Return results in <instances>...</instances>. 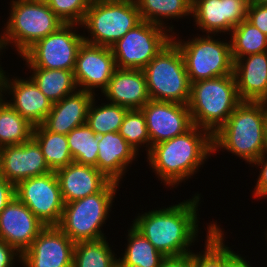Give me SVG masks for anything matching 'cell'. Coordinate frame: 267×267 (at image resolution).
<instances>
[{
	"instance_id": "40",
	"label": "cell",
	"mask_w": 267,
	"mask_h": 267,
	"mask_svg": "<svg viewBox=\"0 0 267 267\" xmlns=\"http://www.w3.org/2000/svg\"><path fill=\"white\" fill-rule=\"evenodd\" d=\"M223 267H252L240 254L235 253L223 242Z\"/></svg>"
},
{
	"instance_id": "4",
	"label": "cell",
	"mask_w": 267,
	"mask_h": 267,
	"mask_svg": "<svg viewBox=\"0 0 267 267\" xmlns=\"http://www.w3.org/2000/svg\"><path fill=\"white\" fill-rule=\"evenodd\" d=\"M242 102L234 74L191 83L188 108L193 125L212 135Z\"/></svg>"
},
{
	"instance_id": "13",
	"label": "cell",
	"mask_w": 267,
	"mask_h": 267,
	"mask_svg": "<svg viewBox=\"0 0 267 267\" xmlns=\"http://www.w3.org/2000/svg\"><path fill=\"white\" fill-rule=\"evenodd\" d=\"M146 120L151 146L170 140L194 125L187 104L150 99L140 109Z\"/></svg>"
},
{
	"instance_id": "43",
	"label": "cell",
	"mask_w": 267,
	"mask_h": 267,
	"mask_svg": "<svg viewBox=\"0 0 267 267\" xmlns=\"http://www.w3.org/2000/svg\"><path fill=\"white\" fill-rule=\"evenodd\" d=\"M3 43L0 40V51L2 52L3 49ZM3 75H4V71L2 70V68L0 67V91H1V86H2V79H3Z\"/></svg>"
},
{
	"instance_id": "44",
	"label": "cell",
	"mask_w": 267,
	"mask_h": 267,
	"mask_svg": "<svg viewBox=\"0 0 267 267\" xmlns=\"http://www.w3.org/2000/svg\"><path fill=\"white\" fill-rule=\"evenodd\" d=\"M265 140H266V151H267V116H266V124H265Z\"/></svg>"
},
{
	"instance_id": "21",
	"label": "cell",
	"mask_w": 267,
	"mask_h": 267,
	"mask_svg": "<svg viewBox=\"0 0 267 267\" xmlns=\"http://www.w3.org/2000/svg\"><path fill=\"white\" fill-rule=\"evenodd\" d=\"M96 94L79 90L53 103L43 126L50 132L67 135L74 128L86 124L89 106Z\"/></svg>"
},
{
	"instance_id": "6",
	"label": "cell",
	"mask_w": 267,
	"mask_h": 267,
	"mask_svg": "<svg viewBox=\"0 0 267 267\" xmlns=\"http://www.w3.org/2000/svg\"><path fill=\"white\" fill-rule=\"evenodd\" d=\"M118 183L110 181L100 192L65 203L57 225L74 243L105 238L101 227L107 220Z\"/></svg>"
},
{
	"instance_id": "15",
	"label": "cell",
	"mask_w": 267,
	"mask_h": 267,
	"mask_svg": "<svg viewBox=\"0 0 267 267\" xmlns=\"http://www.w3.org/2000/svg\"><path fill=\"white\" fill-rule=\"evenodd\" d=\"M116 68L111 47L83 42L78 49L73 71L76 86L79 90L93 94H95L93 89L99 87L102 92L108 86Z\"/></svg>"
},
{
	"instance_id": "8",
	"label": "cell",
	"mask_w": 267,
	"mask_h": 267,
	"mask_svg": "<svg viewBox=\"0 0 267 267\" xmlns=\"http://www.w3.org/2000/svg\"><path fill=\"white\" fill-rule=\"evenodd\" d=\"M150 99L188 104L191 83L183 55L172 40L144 68Z\"/></svg>"
},
{
	"instance_id": "35",
	"label": "cell",
	"mask_w": 267,
	"mask_h": 267,
	"mask_svg": "<svg viewBox=\"0 0 267 267\" xmlns=\"http://www.w3.org/2000/svg\"><path fill=\"white\" fill-rule=\"evenodd\" d=\"M206 248L203 254L193 253V267H223L224 233L216 223L207 227Z\"/></svg>"
},
{
	"instance_id": "45",
	"label": "cell",
	"mask_w": 267,
	"mask_h": 267,
	"mask_svg": "<svg viewBox=\"0 0 267 267\" xmlns=\"http://www.w3.org/2000/svg\"><path fill=\"white\" fill-rule=\"evenodd\" d=\"M256 1L267 6V0H256Z\"/></svg>"
},
{
	"instance_id": "36",
	"label": "cell",
	"mask_w": 267,
	"mask_h": 267,
	"mask_svg": "<svg viewBox=\"0 0 267 267\" xmlns=\"http://www.w3.org/2000/svg\"><path fill=\"white\" fill-rule=\"evenodd\" d=\"M92 0H47L50 9L64 24H78L84 20Z\"/></svg>"
},
{
	"instance_id": "3",
	"label": "cell",
	"mask_w": 267,
	"mask_h": 267,
	"mask_svg": "<svg viewBox=\"0 0 267 267\" xmlns=\"http://www.w3.org/2000/svg\"><path fill=\"white\" fill-rule=\"evenodd\" d=\"M266 116L267 102L242 101L212 135L213 152L222 148L253 163L266 151Z\"/></svg>"
},
{
	"instance_id": "18",
	"label": "cell",
	"mask_w": 267,
	"mask_h": 267,
	"mask_svg": "<svg viewBox=\"0 0 267 267\" xmlns=\"http://www.w3.org/2000/svg\"><path fill=\"white\" fill-rule=\"evenodd\" d=\"M45 225L16 196L0 212V238L21 255Z\"/></svg>"
},
{
	"instance_id": "12",
	"label": "cell",
	"mask_w": 267,
	"mask_h": 267,
	"mask_svg": "<svg viewBox=\"0 0 267 267\" xmlns=\"http://www.w3.org/2000/svg\"><path fill=\"white\" fill-rule=\"evenodd\" d=\"M15 196L45 225L57 226L65 206L56 172L20 181Z\"/></svg>"
},
{
	"instance_id": "7",
	"label": "cell",
	"mask_w": 267,
	"mask_h": 267,
	"mask_svg": "<svg viewBox=\"0 0 267 267\" xmlns=\"http://www.w3.org/2000/svg\"><path fill=\"white\" fill-rule=\"evenodd\" d=\"M141 22L135 0H92L81 23L92 38L84 42L111 47Z\"/></svg>"
},
{
	"instance_id": "2",
	"label": "cell",
	"mask_w": 267,
	"mask_h": 267,
	"mask_svg": "<svg viewBox=\"0 0 267 267\" xmlns=\"http://www.w3.org/2000/svg\"><path fill=\"white\" fill-rule=\"evenodd\" d=\"M211 153L212 134L194 125L182 135L151 146L147 156L158 178L172 187L193 176Z\"/></svg>"
},
{
	"instance_id": "27",
	"label": "cell",
	"mask_w": 267,
	"mask_h": 267,
	"mask_svg": "<svg viewBox=\"0 0 267 267\" xmlns=\"http://www.w3.org/2000/svg\"><path fill=\"white\" fill-rule=\"evenodd\" d=\"M29 69L33 71L30 78L53 103L60 101L77 90L73 71L44 68Z\"/></svg>"
},
{
	"instance_id": "25",
	"label": "cell",
	"mask_w": 267,
	"mask_h": 267,
	"mask_svg": "<svg viewBox=\"0 0 267 267\" xmlns=\"http://www.w3.org/2000/svg\"><path fill=\"white\" fill-rule=\"evenodd\" d=\"M32 138L41 148L51 171L64 168L74 162L66 135L48 131L43 125L34 126Z\"/></svg>"
},
{
	"instance_id": "11",
	"label": "cell",
	"mask_w": 267,
	"mask_h": 267,
	"mask_svg": "<svg viewBox=\"0 0 267 267\" xmlns=\"http://www.w3.org/2000/svg\"><path fill=\"white\" fill-rule=\"evenodd\" d=\"M77 25L63 24L35 42L21 55L28 67L74 71L78 49L84 42V36L73 31Z\"/></svg>"
},
{
	"instance_id": "34",
	"label": "cell",
	"mask_w": 267,
	"mask_h": 267,
	"mask_svg": "<svg viewBox=\"0 0 267 267\" xmlns=\"http://www.w3.org/2000/svg\"><path fill=\"white\" fill-rule=\"evenodd\" d=\"M118 133L128 142L138 154V147L146 143L150 151V137L143 112L140 109H130L125 114ZM140 145V146H139Z\"/></svg>"
},
{
	"instance_id": "39",
	"label": "cell",
	"mask_w": 267,
	"mask_h": 267,
	"mask_svg": "<svg viewBox=\"0 0 267 267\" xmlns=\"http://www.w3.org/2000/svg\"><path fill=\"white\" fill-rule=\"evenodd\" d=\"M15 256L21 262V254L0 238V267H13Z\"/></svg>"
},
{
	"instance_id": "23",
	"label": "cell",
	"mask_w": 267,
	"mask_h": 267,
	"mask_svg": "<svg viewBox=\"0 0 267 267\" xmlns=\"http://www.w3.org/2000/svg\"><path fill=\"white\" fill-rule=\"evenodd\" d=\"M64 203L100 192L109 182L96 167L72 162L56 171Z\"/></svg>"
},
{
	"instance_id": "22",
	"label": "cell",
	"mask_w": 267,
	"mask_h": 267,
	"mask_svg": "<svg viewBox=\"0 0 267 267\" xmlns=\"http://www.w3.org/2000/svg\"><path fill=\"white\" fill-rule=\"evenodd\" d=\"M233 74L242 101L267 102V52L237 59Z\"/></svg>"
},
{
	"instance_id": "33",
	"label": "cell",
	"mask_w": 267,
	"mask_h": 267,
	"mask_svg": "<svg viewBox=\"0 0 267 267\" xmlns=\"http://www.w3.org/2000/svg\"><path fill=\"white\" fill-rule=\"evenodd\" d=\"M95 100L93 98L86 119V125L97 135H104L110 132H118L122 124L123 118L128 108L117 104L102 103L95 107Z\"/></svg>"
},
{
	"instance_id": "29",
	"label": "cell",
	"mask_w": 267,
	"mask_h": 267,
	"mask_svg": "<svg viewBox=\"0 0 267 267\" xmlns=\"http://www.w3.org/2000/svg\"><path fill=\"white\" fill-rule=\"evenodd\" d=\"M142 21L166 28L162 20L192 14V0H135ZM170 17V18H169Z\"/></svg>"
},
{
	"instance_id": "9",
	"label": "cell",
	"mask_w": 267,
	"mask_h": 267,
	"mask_svg": "<svg viewBox=\"0 0 267 267\" xmlns=\"http://www.w3.org/2000/svg\"><path fill=\"white\" fill-rule=\"evenodd\" d=\"M207 35L183 42L172 36L183 55L190 83L233 74L230 41H218Z\"/></svg>"
},
{
	"instance_id": "14",
	"label": "cell",
	"mask_w": 267,
	"mask_h": 267,
	"mask_svg": "<svg viewBox=\"0 0 267 267\" xmlns=\"http://www.w3.org/2000/svg\"><path fill=\"white\" fill-rule=\"evenodd\" d=\"M75 243L58 227L45 226L21 255L24 267H73Z\"/></svg>"
},
{
	"instance_id": "30",
	"label": "cell",
	"mask_w": 267,
	"mask_h": 267,
	"mask_svg": "<svg viewBox=\"0 0 267 267\" xmlns=\"http://www.w3.org/2000/svg\"><path fill=\"white\" fill-rule=\"evenodd\" d=\"M106 242V237L98 240L75 243L73 267H118V259Z\"/></svg>"
},
{
	"instance_id": "1",
	"label": "cell",
	"mask_w": 267,
	"mask_h": 267,
	"mask_svg": "<svg viewBox=\"0 0 267 267\" xmlns=\"http://www.w3.org/2000/svg\"><path fill=\"white\" fill-rule=\"evenodd\" d=\"M199 194L164 209L138 215L132 226L165 257L190 254L189 246L198 236Z\"/></svg>"
},
{
	"instance_id": "16",
	"label": "cell",
	"mask_w": 267,
	"mask_h": 267,
	"mask_svg": "<svg viewBox=\"0 0 267 267\" xmlns=\"http://www.w3.org/2000/svg\"><path fill=\"white\" fill-rule=\"evenodd\" d=\"M249 3V0H192V14L200 30L214 35L227 33L247 19Z\"/></svg>"
},
{
	"instance_id": "42",
	"label": "cell",
	"mask_w": 267,
	"mask_h": 267,
	"mask_svg": "<svg viewBox=\"0 0 267 267\" xmlns=\"http://www.w3.org/2000/svg\"><path fill=\"white\" fill-rule=\"evenodd\" d=\"M159 267H193V252L178 257H166Z\"/></svg>"
},
{
	"instance_id": "28",
	"label": "cell",
	"mask_w": 267,
	"mask_h": 267,
	"mask_svg": "<svg viewBox=\"0 0 267 267\" xmlns=\"http://www.w3.org/2000/svg\"><path fill=\"white\" fill-rule=\"evenodd\" d=\"M2 95L0 94V148L29 141L34 126L7 104Z\"/></svg>"
},
{
	"instance_id": "37",
	"label": "cell",
	"mask_w": 267,
	"mask_h": 267,
	"mask_svg": "<svg viewBox=\"0 0 267 267\" xmlns=\"http://www.w3.org/2000/svg\"><path fill=\"white\" fill-rule=\"evenodd\" d=\"M253 26L257 27L267 36V6L256 0L249 3L247 19Z\"/></svg>"
},
{
	"instance_id": "26",
	"label": "cell",
	"mask_w": 267,
	"mask_h": 267,
	"mask_svg": "<svg viewBox=\"0 0 267 267\" xmlns=\"http://www.w3.org/2000/svg\"><path fill=\"white\" fill-rule=\"evenodd\" d=\"M128 230V245L118 267H159L166 258L133 226Z\"/></svg>"
},
{
	"instance_id": "41",
	"label": "cell",
	"mask_w": 267,
	"mask_h": 267,
	"mask_svg": "<svg viewBox=\"0 0 267 267\" xmlns=\"http://www.w3.org/2000/svg\"><path fill=\"white\" fill-rule=\"evenodd\" d=\"M15 197V185L0 175V212Z\"/></svg>"
},
{
	"instance_id": "31",
	"label": "cell",
	"mask_w": 267,
	"mask_h": 267,
	"mask_svg": "<svg viewBox=\"0 0 267 267\" xmlns=\"http://www.w3.org/2000/svg\"><path fill=\"white\" fill-rule=\"evenodd\" d=\"M231 34L233 62L247 55L267 52V36L247 20L234 27Z\"/></svg>"
},
{
	"instance_id": "38",
	"label": "cell",
	"mask_w": 267,
	"mask_h": 267,
	"mask_svg": "<svg viewBox=\"0 0 267 267\" xmlns=\"http://www.w3.org/2000/svg\"><path fill=\"white\" fill-rule=\"evenodd\" d=\"M252 164L261 167V172H259L258 181L253 191L255 195L254 197L265 198L267 196V151H265Z\"/></svg>"
},
{
	"instance_id": "24",
	"label": "cell",
	"mask_w": 267,
	"mask_h": 267,
	"mask_svg": "<svg viewBox=\"0 0 267 267\" xmlns=\"http://www.w3.org/2000/svg\"><path fill=\"white\" fill-rule=\"evenodd\" d=\"M98 142L97 169L108 180L119 184L128 164L135 160L138 154L118 132L100 135Z\"/></svg>"
},
{
	"instance_id": "5",
	"label": "cell",
	"mask_w": 267,
	"mask_h": 267,
	"mask_svg": "<svg viewBox=\"0 0 267 267\" xmlns=\"http://www.w3.org/2000/svg\"><path fill=\"white\" fill-rule=\"evenodd\" d=\"M10 12L0 40L4 49L10 43L14 44L20 56L35 42L55 32L64 24L47 2L12 0Z\"/></svg>"
},
{
	"instance_id": "17",
	"label": "cell",
	"mask_w": 267,
	"mask_h": 267,
	"mask_svg": "<svg viewBox=\"0 0 267 267\" xmlns=\"http://www.w3.org/2000/svg\"><path fill=\"white\" fill-rule=\"evenodd\" d=\"M50 172L41 148L33 138L20 145L0 148V175L15 186L20 181Z\"/></svg>"
},
{
	"instance_id": "10",
	"label": "cell",
	"mask_w": 267,
	"mask_h": 267,
	"mask_svg": "<svg viewBox=\"0 0 267 267\" xmlns=\"http://www.w3.org/2000/svg\"><path fill=\"white\" fill-rule=\"evenodd\" d=\"M165 29L159 25L142 21L135 28L129 30L111 46L116 67L143 70L172 41L173 34H168Z\"/></svg>"
},
{
	"instance_id": "20",
	"label": "cell",
	"mask_w": 267,
	"mask_h": 267,
	"mask_svg": "<svg viewBox=\"0 0 267 267\" xmlns=\"http://www.w3.org/2000/svg\"><path fill=\"white\" fill-rule=\"evenodd\" d=\"M110 103L130 109H141L149 100L143 70L116 68L108 86L102 91Z\"/></svg>"
},
{
	"instance_id": "32",
	"label": "cell",
	"mask_w": 267,
	"mask_h": 267,
	"mask_svg": "<svg viewBox=\"0 0 267 267\" xmlns=\"http://www.w3.org/2000/svg\"><path fill=\"white\" fill-rule=\"evenodd\" d=\"M73 161L97 168L98 136L84 124L66 135Z\"/></svg>"
},
{
	"instance_id": "19",
	"label": "cell",
	"mask_w": 267,
	"mask_h": 267,
	"mask_svg": "<svg viewBox=\"0 0 267 267\" xmlns=\"http://www.w3.org/2000/svg\"><path fill=\"white\" fill-rule=\"evenodd\" d=\"M7 77L9 76L4 72L0 94L9 90L8 93L13 94V100L11 99L13 102L6 101V103L31 125H42L53 107V102L40 91L30 77L27 80L13 78V81Z\"/></svg>"
}]
</instances>
